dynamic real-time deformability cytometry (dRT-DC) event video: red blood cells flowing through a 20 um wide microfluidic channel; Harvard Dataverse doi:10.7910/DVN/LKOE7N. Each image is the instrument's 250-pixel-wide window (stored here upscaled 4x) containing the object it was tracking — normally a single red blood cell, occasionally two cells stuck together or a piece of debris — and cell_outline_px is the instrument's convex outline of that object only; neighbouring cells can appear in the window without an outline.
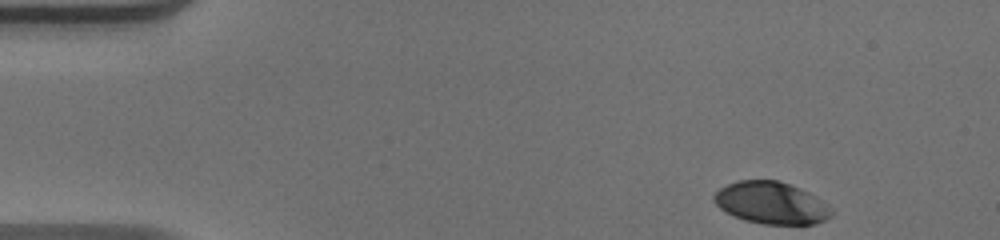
{"species": "human", "species_latin": "Homo sapiens", "temperature_condition": "warm", "stored_images_in_passage": 47, "camera_frame_rate_fps": 3000, "um_per_image_px": 0.085, "donor": {"sex": "male"}, "frame": {"image": 1, "passage_image": 1, "time_ms": 0.0, "image_size_px": [1000, 240], "cell_outline_px": [[832, 216], [816, 224], [764, 224], [744, 220], [724, 212], [712, 200], [712, 196], [720, 188], [736, 180], [776, 180], [800, 188], [816, 196], [832, 212]], "centroid_in_image_um": [65.5, 17.25], "position_along_channel_um": 19.5, "area_um2": 28.67}}
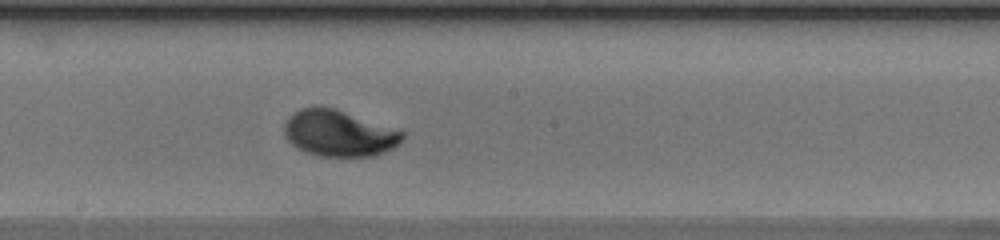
{"frame": {"image": 2, "passage_image": 24, "time_ms": 7.667, "image_size_px": [1000, 240], "cell_outline_px": [[404, 140], [400, 144], [384, 152], [372, 156], [320, 156], [296, 148], [288, 140], [284, 132], [284, 124], [288, 116], [292, 112], [300, 108], [316, 104], [320, 104], [336, 108], [400, 128], [404, 132]], "centroid_in_image_um": [28.84, 11.28], "position_along_channel_um": 219.4, "area_um2": 32.83}}
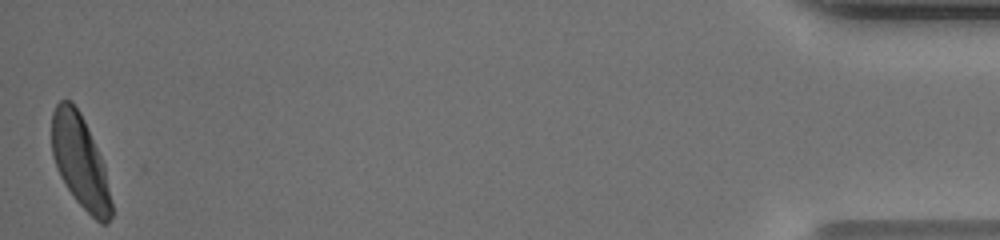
{"frame": {"image": 3, "passage_image": 47, "time_ms": 15.333, "image_size_px": [1000, 240], "cell_outline_px": [[112, 216], [108, 224], [100, 224], [72, 196], [64, 184], [56, 168], [52, 156], [52, 112], [56, 104], [60, 100], [72, 100], [80, 112], [84, 120], [104, 164], [112, 204]], "centroid_in_image_um": [6.8, 13.74], "position_along_channel_um": 428.4, "area_um2": 32.25}, "authors_computed_cell_mechanics": {"area_um2": 31.5588, "velocity_mm_per_s": 3.9497, "shape_relaxation_time_tau1_ms": 2.578, "shape_relaxation_time_tau2_ms": null, "deformation_change_tau1": 0.1616, "deformation_change_tau2": null}}